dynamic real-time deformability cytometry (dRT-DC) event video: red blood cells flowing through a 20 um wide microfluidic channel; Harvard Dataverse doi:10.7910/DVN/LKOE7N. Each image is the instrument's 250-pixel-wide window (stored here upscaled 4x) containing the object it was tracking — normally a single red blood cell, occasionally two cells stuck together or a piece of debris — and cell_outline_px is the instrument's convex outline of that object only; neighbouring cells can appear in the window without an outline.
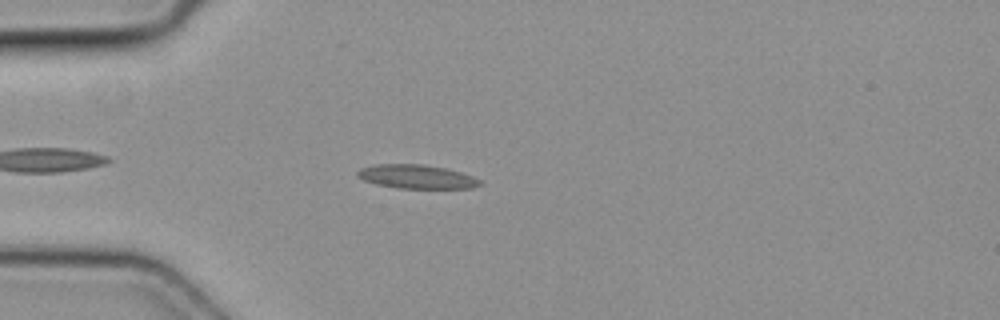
{"species": "common noctule bat (a hibernating species)", "species_latin": "Nyctalus noctula", "temperature_condition": "cold", "stored_images_in_passage": 3, "camera_frame_rate_fps": 3000, "um_per_image_px": 0.085, "animal": {"sex": "female", "body_mass_g": 19.3, "forearm_length_mm": 54.1}, "frame": {"image": 1, "passage_image": 3, "time_ms": 0.667, "image_size_px": [1000, 320], "cell_outline_px": [[484, 184], [472, 188], [396, 188], [376, 184], [364, 180], [356, 176], [356, 172], [360, 168], [376, 164], [424, 164], [444, 168], [460, 172], [472, 176], [480, 180]], "centroid_in_image_um": [35.4, 15.02], "position_along_channel_um": 49.6, "area_um2": 17.05}}